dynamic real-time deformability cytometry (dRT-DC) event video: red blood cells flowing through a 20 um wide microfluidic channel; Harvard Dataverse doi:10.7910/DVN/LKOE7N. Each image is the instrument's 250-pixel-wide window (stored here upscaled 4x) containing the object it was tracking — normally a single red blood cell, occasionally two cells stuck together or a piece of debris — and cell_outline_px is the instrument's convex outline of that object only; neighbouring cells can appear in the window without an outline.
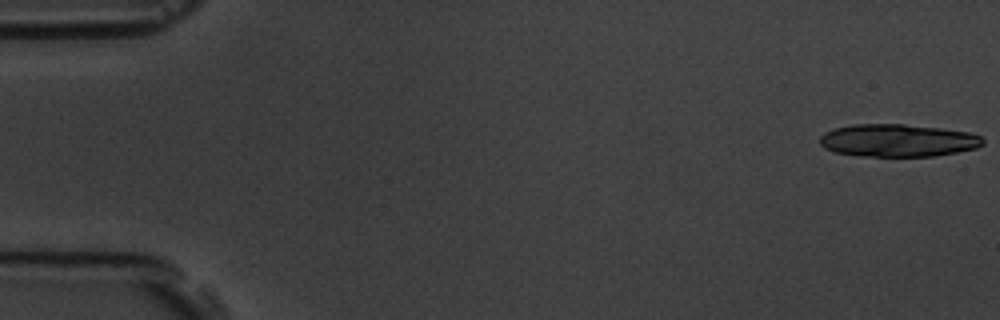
{"species": "common noctule bat (a hibernating species)", "species_latin": "Nyctalus noctula", "temperature_condition": "room temperature", "stored_images_in_passage": 7, "camera_frame_rate_fps": 3000, "um_per_image_px": 0.085, "animal": {"sex": "male", "body_mass_g": 19.5, "forearm_length_mm": 54.6}, "frame": {"image": 1, "passage_image": 1, "time_ms": 0.0, "image_size_px": [1000, 320], "cell_outline_px": [[984, 144], [976, 148], [936, 156], [860, 156], [832, 152], [824, 148], [820, 144], [820, 136], [824, 132], [836, 128], [852, 124], [904, 124], [940, 128], [968, 132], [980, 136], [984, 140]], "centroid_in_image_um": [76.29, 11.94], "position_along_channel_um": 8.7, "area_um2": 31.1}}